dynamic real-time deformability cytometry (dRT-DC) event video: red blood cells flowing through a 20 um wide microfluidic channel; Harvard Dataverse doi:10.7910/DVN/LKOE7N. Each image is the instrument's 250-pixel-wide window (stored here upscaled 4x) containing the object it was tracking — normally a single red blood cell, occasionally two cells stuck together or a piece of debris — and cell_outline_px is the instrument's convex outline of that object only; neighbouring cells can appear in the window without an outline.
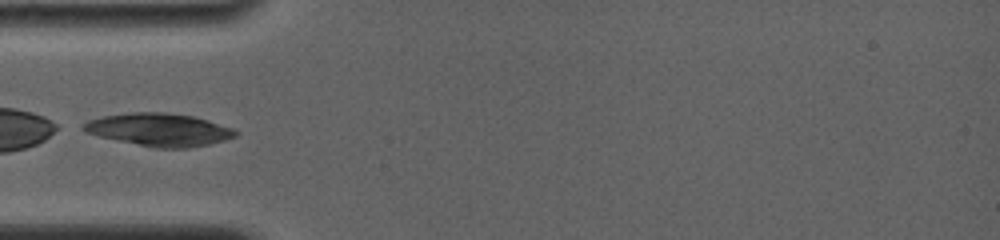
{"species": "common noctule bat (a hibernating species)", "species_latin": "Nyctalus noctula", "temperature_condition": "room temperature", "stored_images_in_passage": 2, "camera_frame_rate_fps": 4000, "um_per_image_px": 0.085, "animal": {"sex": "female", "body_mass_g": 19.0, "forearm_length_mm": 56.7}, "frame": {"image": 1, "passage_image": 1, "time_ms": 0.0, "image_size_px": [1000, 240], "cell_outline_px": [[240, 132], [236, 136], [224, 140], [208, 144], [188, 148], [156, 148], [100, 136], [84, 132], [76, 128], [80, 124], [88, 120], [104, 116], [132, 112], [164, 112], [192, 116], [208, 120], [232, 128]], "centroid_in_image_um": [13.49, 11.02], "position_along_channel_um": 71.5, "area_um2": 29.02}}